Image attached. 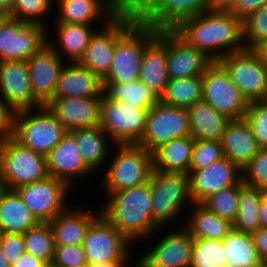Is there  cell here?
<instances>
[{
    "mask_svg": "<svg viewBox=\"0 0 267 267\" xmlns=\"http://www.w3.org/2000/svg\"><path fill=\"white\" fill-rule=\"evenodd\" d=\"M172 30L213 61L245 48L242 21L230 11L210 10L182 20Z\"/></svg>",
    "mask_w": 267,
    "mask_h": 267,
    "instance_id": "1",
    "label": "cell"
},
{
    "mask_svg": "<svg viewBox=\"0 0 267 267\" xmlns=\"http://www.w3.org/2000/svg\"><path fill=\"white\" fill-rule=\"evenodd\" d=\"M101 213L132 243L152 238L161 228L153 219L150 183L113 191ZM144 238V239H143Z\"/></svg>",
    "mask_w": 267,
    "mask_h": 267,
    "instance_id": "2",
    "label": "cell"
},
{
    "mask_svg": "<svg viewBox=\"0 0 267 267\" xmlns=\"http://www.w3.org/2000/svg\"><path fill=\"white\" fill-rule=\"evenodd\" d=\"M35 109L14 112L12 137L22 146L46 157L67 132L46 105Z\"/></svg>",
    "mask_w": 267,
    "mask_h": 267,
    "instance_id": "3",
    "label": "cell"
},
{
    "mask_svg": "<svg viewBox=\"0 0 267 267\" xmlns=\"http://www.w3.org/2000/svg\"><path fill=\"white\" fill-rule=\"evenodd\" d=\"M114 157L106 167L103 186L113 191L146 184L153 170L152 153L138 144H116ZM109 166V167H108Z\"/></svg>",
    "mask_w": 267,
    "mask_h": 267,
    "instance_id": "4",
    "label": "cell"
},
{
    "mask_svg": "<svg viewBox=\"0 0 267 267\" xmlns=\"http://www.w3.org/2000/svg\"><path fill=\"white\" fill-rule=\"evenodd\" d=\"M148 182L151 186L153 219L162 228L179 217L185 202L193 203L188 174L153 169Z\"/></svg>",
    "mask_w": 267,
    "mask_h": 267,
    "instance_id": "5",
    "label": "cell"
},
{
    "mask_svg": "<svg viewBox=\"0 0 267 267\" xmlns=\"http://www.w3.org/2000/svg\"><path fill=\"white\" fill-rule=\"evenodd\" d=\"M156 36L157 29L136 21L117 40L112 67L102 83L138 80L145 48Z\"/></svg>",
    "mask_w": 267,
    "mask_h": 267,
    "instance_id": "6",
    "label": "cell"
},
{
    "mask_svg": "<svg viewBox=\"0 0 267 267\" xmlns=\"http://www.w3.org/2000/svg\"><path fill=\"white\" fill-rule=\"evenodd\" d=\"M149 108L131 107L125 102L102 95L100 127L115 144H138L143 135Z\"/></svg>",
    "mask_w": 267,
    "mask_h": 267,
    "instance_id": "7",
    "label": "cell"
},
{
    "mask_svg": "<svg viewBox=\"0 0 267 267\" xmlns=\"http://www.w3.org/2000/svg\"><path fill=\"white\" fill-rule=\"evenodd\" d=\"M48 175L46 157L22 146L13 137L4 139L1 184L16 188L45 179Z\"/></svg>",
    "mask_w": 267,
    "mask_h": 267,
    "instance_id": "8",
    "label": "cell"
},
{
    "mask_svg": "<svg viewBox=\"0 0 267 267\" xmlns=\"http://www.w3.org/2000/svg\"><path fill=\"white\" fill-rule=\"evenodd\" d=\"M202 87V101L217 112L229 120L244 117L249 102L218 61H214L202 75Z\"/></svg>",
    "mask_w": 267,
    "mask_h": 267,
    "instance_id": "9",
    "label": "cell"
},
{
    "mask_svg": "<svg viewBox=\"0 0 267 267\" xmlns=\"http://www.w3.org/2000/svg\"><path fill=\"white\" fill-rule=\"evenodd\" d=\"M248 102L265 100L267 67L257 50L243 49L218 61Z\"/></svg>",
    "mask_w": 267,
    "mask_h": 267,
    "instance_id": "10",
    "label": "cell"
},
{
    "mask_svg": "<svg viewBox=\"0 0 267 267\" xmlns=\"http://www.w3.org/2000/svg\"><path fill=\"white\" fill-rule=\"evenodd\" d=\"M184 136H191L187 109L159 100L147 111L145 129L138 145L152 153L160 145Z\"/></svg>",
    "mask_w": 267,
    "mask_h": 267,
    "instance_id": "11",
    "label": "cell"
},
{
    "mask_svg": "<svg viewBox=\"0 0 267 267\" xmlns=\"http://www.w3.org/2000/svg\"><path fill=\"white\" fill-rule=\"evenodd\" d=\"M131 242L101 213L83 240L87 264L128 261Z\"/></svg>",
    "mask_w": 267,
    "mask_h": 267,
    "instance_id": "12",
    "label": "cell"
},
{
    "mask_svg": "<svg viewBox=\"0 0 267 267\" xmlns=\"http://www.w3.org/2000/svg\"><path fill=\"white\" fill-rule=\"evenodd\" d=\"M47 27L9 18L0 31V61H26L48 44Z\"/></svg>",
    "mask_w": 267,
    "mask_h": 267,
    "instance_id": "13",
    "label": "cell"
},
{
    "mask_svg": "<svg viewBox=\"0 0 267 267\" xmlns=\"http://www.w3.org/2000/svg\"><path fill=\"white\" fill-rule=\"evenodd\" d=\"M15 190L40 223H49L67 209L64 203L67 202L70 186L52 176L22 185Z\"/></svg>",
    "mask_w": 267,
    "mask_h": 267,
    "instance_id": "14",
    "label": "cell"
},
{
    "mask_svg": "<svg viewBox=\"0 0 267 267\" xmlns=\"http://www.w3.org/2000/svg\"><path fill=\"white\" fill-rule=\"evenodd\" d=\"M136 22V20L116 15L111 21L91 37L83 58L82 66L87 67L103 80L110 71L114 59L117 40Z\"/></svg>",
    "mask_w": 267,
    "mask_h": 267,
    "instance_id": "15",
    "label": "cell"
},
{
    "mask_svg": "<svg viewBox=\"0 0 267 267\" xmlns=\"http://www.w3.org/2000/svg\"><path fill=\"white\" fill-rule=\"evenodd\" d=\"M189 190L193 203H202L221 189L242 182V170L225 156L201 169H189Z\"/></svg>",
    "mask_w": 267,
    "mask_h": 267,
    "instance_id": "16",
    "label": "cell"
},
{
    "mask_svg": "<svg viewBox=\"0 0 267 267\" xmlns=\"http://www.w3.org/2000/svg\"><path fill=\"white\" fill-rule=\"evenodd\" d=\"M194 237L183 227L166 233L136 267H190Z\"/></svg>",
    "mask_w": 267,
    "mask_h": 267,
    "instance_id": "17",
    "label": "cell"
},
{
    "mask_svg": "<svg viewBox=\"0 0 267 267\" xmlns=\"http://www.w3.org/2000/svg\"><path fill=\"white\" fill-rule=\"evenodd\" d=\"M0 98L14 112L42 106L33 95L26 61H0Z\"/></svg>",
    "mask_w": 267,
    "mask_h": 267,
    "instance_id": "18",
    "label": "cell"
},
{
    "mask_svg": "<svg viewBox=\"0 0 267 267\" xmlns=\"http://www.w3.org/2000/svg\"><path fill=\"white\" fill-rule=\"evenodd\" d=\"M166 58L169 79L202 76L214 62L203 51L188 45L173 30H166Z\"/></svg>",
    "mask_w": 267,
    "mask_h": 267,
    "instance_id": "19",
    "label": "cell"
},
{
    "mask_svg": "<svg viewBox=\"0 0 267 267\" xmlns=\"http://www.w3.org/2000/svg\"><path fill=\"white\" fill-rule=\"evenodd\" d=\"M49 44L33 54L26 64L34 97L46 105L53 96L64 58Z\"/></svg>",
    "mask_w": 267,
    "mask_h": 267,
    "instance_id": "20",
    "label": "cell"
},
{
    "mask_svg": "<svg viewBox=\"0 0 267 267\" xmlns=\"http://www.w3.org/2000/svg\"><path fill=\"white\" fill-rule=\"evenodd\" d=\"M102 97L51 99L46 106L66 132L100 126Z\"/></svg>",
    "mask_w": 267,
    "mask_h": 267,
    "instance_id": "21",
    "label": "cell"
},
{
    "mask_svg": "<svg viewBox=\"0 0 267 267\" xmlns=\"http://www.w3.org/2000/svg\"><path fill=\"white\" fill-rule=\"evenodd\" d=\"M211 10V0H158L138 22L157 30H172L182 20Z\"/></svg>",
    "mask_w": 267,
    "mask_h": 267,
    "instance_id": "22",
    "label": "cell"
},
{
    "mask_svg": "<svg viewBox=\"0 0 267 267\" xmlns=\"http://www.w3.org/2000/svg\"><path fill=\"white\" fill-rule=\"evenodd\" d=\"M46 163L48 175L66 182L70 187L75 177H86L92 172L83 161L79 146L70 132L48 153Z\"/></svg>",
    "mask_w": 267,
    "mask_h": 267,
    "instance_id": "23",
    "label": "cell"
},
{
    "mask_svg": "<svg viewBox=\"0 0 267 267\" xmlns=\"http://www.w3.org/2000/svg\"><path fill=\"white\" fill-rule=\"evenodd\" d=\"M102 80L79 62L62 67L52 99L102 97Z\"/></svg>",
    "mask_w": 267,
    "mask_h": 267,
    "instance_id": "24",
    "label": "cell"
},
{
    "mask_svg": "<svg viewBox=\"0 0 267 267\" xmlns=\"http://www.w3.org/2000/svg\"><path fill=\"white\" fill-rule=\"evenodd\" d=\"M145 83L159 98L169 82L166 58V30H157V36L146 46L139 72Z\"/></svg>",
    "mask_w": 267,
    "mask_h": 267,
    "instance_id": "25",
    "label": "cell"
},
{
    "mask_svg": "<svg viewBox=\"0 0 267 267\" xmlns=\"http://www.w3.org/2000/svg\"><path fill=\"white\" fill-rule=\"evenodd\" d=\"M223 155L241 170L257 154L259 146L244 118L230 120L220 139Z\"/></svg>",
    "mask_w": 267,
    "mask_h": 267,
    "instance_id": "26",
    "label": "cell"
},
{
    "mask_svg": "<svg viewBox=\"0 0 267 267\" xmlns=\"http://www.w3.org/2000/svg\"><path fill=\"white\" fill-rule=\"evenodd\" d=\"M59 15L56 23L87 24L103 15L104 21H111L117 14L114 0H57Z\"/></svg>",
    "mask_w": 267,
    "mask_h": 267,
    "instance_id": "27",
    "label": "cell"
},
{
    "mask_svg": "<svg viewBox=\"0 0 267 267\" xmlns=\"http://www.w3.org/2000/svg\"><path fill=\"white\" fill-rule=\"evenodd\" d=\"M101 214L74 209L58 214L49 222L56 245H82L90 224Z\"/></svg>",
    "mask_w": 267,
    "mask_h": 267,
    "instance_id": "28",
    "label": "cell"
},
{
    "mask_svg": "<svg viewBox=\"0 0 267 267\" xmlns=\"http://www.w3.org/2000/svg\"><path fill=\"white\" fill-rule=\"evenodd\" d=\"M39 223L16 190H0V233L24 234Z\"/></svg>",
    "mask_w": 267,
    "mask_h": 267,
    "instance_id": "29",
    "label": "cell"
},
{
    "mask_svg": "<svg viewBox=\"0 0 267 267\" xmlns=\"http://www.w3.org/2000/svg\"><path fill=\"white\" fill-rule=\"evenodd\" d=\"M55 27L57 44L54 43V45L50 40H48V44L61 57L66 55L65 58L70 63L80 62L91 37L97 30H93V27L87 24L57 23Z\"/></svg>",
    "mask_w": 267,
    "mask_h": 267,
    "instance_id": "30",
    "label": "cell"
},
{
    "mask_svg": "<svg viewBox=\"0 0 267 267\" xmlns=\"http://www.w3.org/2000/svg\"><path fill=\"white\" fill-rule=\"evenodd\" d=\"M193 144L192 136H184L160 145L152 152L153 169L188 174Z\"/></svg>",
    "mask_w": 267,
    "mask_h": 267,
    "instance_id": "31",
    "label": "cell"
},
{
    "mask_svg": "<svg viewBox=\"0 0 267 267\" xmlns=\"http://www.w3.org/2000/svg\"><path fill=\"white\" fill-rule=\"evenodd\" d=\"M193 139L220 140L227 123L226 116L217 112L210 104L197 102L186 108Z\"/></svg>",
    "mask_w": 267,
    "mask_h": 267,
    "instance_id": "32",
    "label": "cell"
},
{
    "mask_svg": "<svg viewBox=\"0 0 267 267\" xmlns=\"http://www.w3.org/2000/svg\"><path fill=\"white\" fill-rule=\"evenodd\" d=\"M70 133L79 146L83 161L92 172L107 163L109 135L100 126L76 129Z\"/></svg>",
    "mask_w": 267,
    "mask_h": 267,
    "instance_id": "33",
    "label": "cell"
},
{
    "mask_svg": "<svg viewBox=\"0 0 267 267\" xmlns=\"http://www.w3.org/2000/svg\"><path fill=\"white\" fill-rule=\"evenodd\" d=\"M192 205L193 211L184 228L194 238L223 240L233 229L232 222L209 211L201 203Z\"/></svg>",
    "mask_w": 267,
    "mask_h": 267,
    "instance_id": "34",
    "label": "cell"
},
{
    "mask_svg": "<svg viewBox=\"0 0 267 267\" xmlns=\"http://www.w3.org/2000/svg\"><path fill=\"white\" fill-rule=\"evenodd\" d=\"M267 192L241 182L238 184V213L233 229L253 234L261 228L259 208L262 197Z\"/></svg>",
    "mask_w": 267,
    "mask_h": 267,
    "instance_id": "35",
    "label": "cell"
},
{
    "mask_svg": "<svg viewBox=\"0 0 267 267\" xmlns=\"http://www.w3.org/2000/svg\"><path fill=\"white\" fill-rule=\"evenodd\" d=\"M226 267H257L262 264L252 234L232 229L222 240Z\"/></svg>",
    "mask_w": 267,
    "mask_h": 267,
    "instance_id": "36",
    "label": "cell"
},
{
    "mask_svg": "<svg viewBox=\"0 0 267 267\" xmlns=\"http://www.w3.org/2000/svg\"><path fill=\"white\" fill-rule=\"evenodd\" d=\"M104 92L113 100L122 101L131 107L151 108L159 97L142 81L125 83H102Z\"/></svg>",
    "mask_w": 267,
    "mask_h": 267,
    "instance_id": "37",
    "label": "cell"
},
{
    "mask_svg": "<svg viewBox=\"0 0 267 267\" xmlns=\"http://www.w3.org/2000/svg\"><path fill=\"white\" fill-rule=\"evenodd\" d=\"M202 76L169 79L159 100L167 105L189 107L202 101Z\"/></svg>",
    "mask_w": 267,
    "mask_h": 267,
    "instance_id": "38",
    "label": "cell"
},
{
    "mask_svg": "<svg viewBox=\"0 0 267 267\" xmlns=\"http://www.w3.org/2000/svg\"><path fill=\"white\" fill-rule=\"evenodd\" d=\"M25 250L45 264L52 263L56 244L53 231L49 223H39L24 234Z\"/></svg>",
    "mask_w": 267,
    "mask_h": 267,
    "instance_id": "39",
    "label": "cell"
},
{
    "mask_svg": "<svg viewBox=\"0 0 267 267\" xmlns=\"http://www.w3.org/2000/svg\"><path fill=\"white\" fill-rule=\"evenodd\" d=\"M190 267H226L222 240L194 238Z\"/></svg>",
    "mask_w": 267,
    "mask_h": 267,
    "instance_id": "40",
    "label": "cell"
},
{
    "mask_svg": "<svg viewBox=\"0 0 267 267\" xmlns=\"http://www.w3.org/2000/svg\"><path fill=\"white\" fill-rule=\"evenodd\" d=\"M201 204L209 211L233 223L238 213V184L213 193Z\"/></svg>",
    "mask_w": 267,
    "mask_h": 267,
    "instance_id": "41",
    "label": "cell"
},
{
    "mask_svg": "<svg viewBox=\"0 0 267 267\" xmlns=\"http://www.w3.org/2000/svg\"><path fill=\"white\" fill-rule=\"evenodd\" d=\"M245 49L257 50L267 42V5L242 21Z\"/></svg>",
    "mask_w": 267,
    "mask_h": 267,
    "instance_id": "42",
    "label": "cell"
},
{
    "mask_svg": "<svg viewBox=\"0 0 267 267\" xmlns=\"http://www.w3.org/2000/svg\"><path fill=\"white\" fill-rule=\"evenodd\" d=\"M53 0H16L10 18L47 27L41 18L49 12Z\"/></svg>",
    "mask_w": 267,
    "mask_h": 267,
    "instance_id": "43",
    "label": "cell"
},
{
    "mask_svg": "<svg viewBox=\"0 0 267 267\" xmlns=\"http://www.w3.org/2000/svg\"><path fill=\"white\" fill-rule=\"evenodd\" d=\"M243 118L252 130L258 146L267 148V101L249 102Z\"/></svg>",
    "mask_w": 267,
    "mask_h": 267,
    "instance_id": "44",
    "label": "cell"
},
{
    "mask_svg": "<svg viewBox=\"0 0 267 267\" xmlns=\"http://www.w3.org/2000/svg\"><path fill=\"white\" fill-rule=\"evenodd\" d=\"M242 182L267 192V148H259L257 154L242 168Z\"/></svg>",
    "mask_w": 267,
    "mask_h": 267,
    "instance_id": "45",
    "label": "cell"
},
{
    "mask_svg": "<svg viewBox=\"0 0 267 267\" xmlns=\"http://www.w3.org/2000/svg\"><path fill=\"white\" fill-rule=\"evenodd\" d=\"M220 140L194 139L189 169H201L223 158Z\"/></svg>",
    "mask_w": 267,
    "mask_h": 267,
    "instance_id": "46",
    "label": "cell"
},
{
    "mask_svg": "<svg viewBox=\"0 0 267 267\" xmlns=\"http://www.w3.org/2000/svg\"><path fill=\"white\" fill-rule=\"evenodd\" d=\"M52 263L58 267H83L87 265L82 245H56Z\"/></svg>",
    "mask_w": 267,
    "mask_h": 267,
    "instance_id": "47",
    "label": "cell"
},
{
    "mask_svg": "<svg viewBox=\"0 0 267 267\" xmlns=\"http://www.w3.org/2000/svg\"><path fill=\"white\" fill-rule=\"evenodd\" d=\"M158 0H114L118 16L138 21Z\"/></svg>",
    "mask_w": 267,
    "mask_h": 267,
    "instance_id": "48",
    "label": "cell"
},
{
    "mask_svg": "<svg viewBox=\"0 0 267 267\" xmlns=\"http://www.w3.org/2000/svg\"><path fill=\"white\" fill-rule=\"evenodd\" d=\"M0 245L4 256L11 265L26 253L23 234L0 233Z\"/></svg>",
    "mask_w": 267,
    "mask_h": 267,
    "instance_id": "49",
    "label": "cell"
},
{
    "mask_svg": "<svg viewBox=\"0 0 267 267\" xmlns=\"http://www.w3.org/2000/svg\"><path fill=\"white\" fill-rule=\"evenodd\" d=\"M265 5H267V0H237L229 11L241 21H244Z\"/></svg>",
    "mask_w": 267,
    "mask_h": 267,
    "instance_id": "50",
    "label": "cell"
},
{
    "mask_svg": "<svg viewBox=\"0 0 267 267\" xmlns=\"http://www.w3.org/2000/svg\"><path fill=\"white\" fill-rule=\"evenodd\" d=\"M14 111L0 98V138L13 135Z\"/></svg>",
    "mask_w": 267,
    "mask_h": 267,
    "instance_id": "51",
    "label": "cell"
},
{
    "mask_svg": "<svg viewBox=\"0 0 267 267\" xmlns=\"http://www.w3.org/2000/svg\"><path fill=\"white\" fill-rule=\"evenodd\" d=\"M252 236L261 262L267 263V228H259Z\"/></svg>",
    "mask_w": 267,
    "mask_h": 267,
    "instance_id": "52",
    "label": "cell"
},
{
    "mask_svg": "<svg viewBox=\"0 0 267 267\" xmlns=\"http://www.w3.org/2000/svg\"><path fill=\"white\" fill-rule=\"evenodd\" d=\"M45 263L29 253L23 254L20 259L11 265V267H44Z\"/></svg>",
    "mask_w": 267,
    "mask_h": 267,
    "instance_id": "53",
    "label": "cell"
},
{
    "mask_svg": "<svg viewBox=\"0 0 267 267\" xmlns=\"http://www.w3.org/2000/svg\"><path fill=\"white\" fill-rule=\"evenodd\" d=\"M237 0H211V10L229 11Z\"/></svg>",
    "mask_w": 267,
    "mask_h": 267,
    "instance_id": "54",
    "label": "cell"
},
{
    "mask_svg": "<svg viewBox=\"0 0 267 267\" xmlns=\"http://www.w3.org/2000/svg\"><path fill=\"white\" fill-rule=\"evenodd\" d=\"M259 216L261 228H267V193L261 199Z\"/></svg>",
    "mask_w": 267,
    "mask_h": 267,
    "instance_id": "55",
    "label": "cell"
},
{
    "mask_svg": "<svg viewBox=\"0 0 267 267\" xmlns=\"http://www.w3.org/2000/svg\"><path fill=\"white\" fill-rule=\"evenodd\" d=\"M16 0H0V11L11 15Z\"/></svg>",
    "mask_w": 267,
    "mask_h": 267,
    "instance_id": "56",
    "label": "cell"
},
{
    "mask_svg": "<svg viewBox=\"0 0 267 267\" xmlns=\"http://www.w3.org/2000/svg\"><path fill=\"white\" fill-rule=\"evenodd\" d=\"M126 262L127 261L104 262V263L89 264V266L90 267H127Z\"/></svg>",
    "mask_w": 267,
    "mask_h": 267,
    "instance_id": "57",
    "label": "cell"
},
{
    "mask_svg": "<svg viewBox=\"0 0 267 267\" xmlns=\"http://www.w3.org/2000/svg\"><path fill=\"white\" fill-rule=\"evenodd\" d=\"M257 51L260 53V55L263 59V62L267 67V42L263 46L258 48Z\"/></svg>",
    "mask_w": 267,
    "mask_h": 267,
    "instance_id": "58",
    "label": "cell"
},
{
    "mask_svg": "<svg viewBox=\"0 0 267 267\" xmlns=\"http://www.w3.org/2000/svg\"><path fill=\"white\" fill-rule=\"evenodd\" d=\"M0 267H11V264L4 256V253L1 249V245H0Z\"/></svg>",
    "mask_w": 267,
    "mask_h": 267,
    "instance_id": "59",
    "label": "cell"
},
{
    "mask_svg": "<svg viewBox=\"0 0 267 267\" xmlns=\"http://www.w3.org/2000/svg\"><path fill=\"white\" fill-rule=\"evenodd\" d=\"M9 18H10V15L0 11V31H1L2 27H3V25L7 22V20Z\"/></svg>",
    "mask_w": 267,
    "mask_h": 267,
    "instance_id": "60",
    "label": "cell"
},
{
    "mask_svg": "<svg viewBox=\"0 0 267 267\" xmlns=\"http://www.w3.org/2000/svg\"><path fill=\"white\" fill-rule=\"evenodd\" d=\"M3 149H4V139L0 138V177L2 173Z\"/></svg>",
    "mask_w": 267,
    "mask_h": 267,
    "instance_id": "61",
    "label": "cell"
},
{
    "mask_svg": "<svg viewBox=\"0 0 267 267\" xmlns=\"http://www.w3.org/2000/svg\"><path fill=\"white\" fill-rule=\"evenodd\" d=\"M44 267H58V266L54 265L53 263H48V264H45Z\"/></svg>",
    "mask_w": 267,
    "mask_h": 267,
    "instance_id": "62",
    "label": "cell"
},
{
    "mask_svg": "<svg viewBox=\"0 0 267 267\" xmlns=\"http://www.w3.org/2000/svg\"><path fill=\"white\" fill-rule=\"evenodd\" d=\"M257 267H267V263H262L261 265H259Z\"/></svg>",
    "mask_w": 267,
    "mask_h": 267,
    "instance_id": "63",
    "label": "cell"
},
{
    "mask_svg": "<svg viewBox=\"0 0 267 267\" xmlns=\"http://www.w3.org/2000/svg\"><path fill=\"white\" fill-rule=\"evenodd\" d=\"M3 187H2V184H1V180H0V190L2 189Z\"/></svg>",
    "mask_w": 267,
    "mask_h": 267,
    "instance_id": "64",
    "label": "cell"
}]
</instances>
